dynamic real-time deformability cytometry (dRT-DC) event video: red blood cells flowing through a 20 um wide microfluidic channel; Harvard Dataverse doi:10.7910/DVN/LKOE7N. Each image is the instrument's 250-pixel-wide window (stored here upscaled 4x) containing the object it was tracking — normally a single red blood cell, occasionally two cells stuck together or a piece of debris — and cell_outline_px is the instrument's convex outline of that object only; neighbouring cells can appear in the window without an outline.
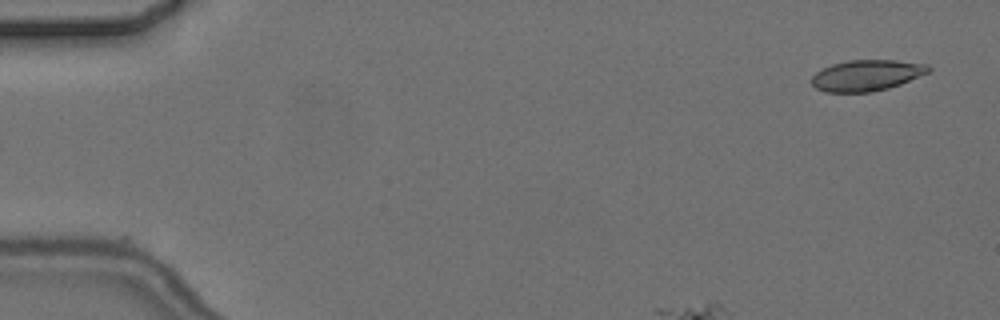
{"species": "common noctule bat (a hibernating species)", "species_latin": "Nyctalus noctula", "temperature_condition": "cold", "stored_images_in_passage": 3, "camera_frame_rate_fps": 3000, "um_per_image_px": 0.085, "animal": {"sex": "female", "body_mass_g": 24.6, "forearm_length_mm": 56.2}, "frame": {"image": 1, "passage_image": 3, "time_ms": 2.333, "image_size_px": [1000, 320], "cell_outline_px": [[932, 68], [928, 72], [900, 84], [888, 88], [868, 92], [824, 92], [816, 88], [812, 84], [812, 76], [816, 72], [832, 64], [848, 60], [896, 60], [928, 64]], "centroid_in_image_um": [73.66, 6.4], "position_along_channel_um": 11.3, "area_um2": 20.98}}